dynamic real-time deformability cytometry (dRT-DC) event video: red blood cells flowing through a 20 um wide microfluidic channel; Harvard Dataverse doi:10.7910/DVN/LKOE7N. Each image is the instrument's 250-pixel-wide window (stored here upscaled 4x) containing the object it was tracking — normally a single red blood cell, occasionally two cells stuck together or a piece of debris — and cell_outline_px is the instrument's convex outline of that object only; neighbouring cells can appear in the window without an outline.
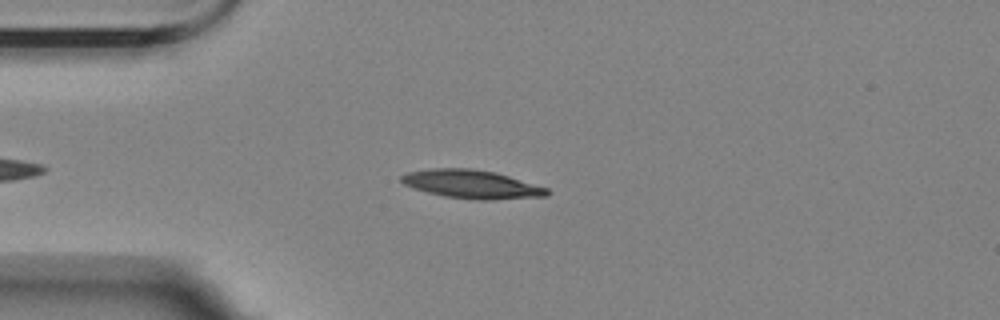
{"species": "Egyptian fruit bat (a non-hibernating species)", "species_latin": "Rousettus aegyptiacus", "temperature_condition": "room temperature", "stored_images_in_passage": 8, "camera_frame_rate_fps": 3000, "um_per_image_px": 0.085, "animal": {"sex": "female"}, "frame": {"image": 1, "passage_image": 2, "time_ms": 1.333, "image_size_px": [1000, 320], "cell_outline_px": [[552, 192], [548, 196], [492, 200], [476, 200], [444, 196], [428, 192], [404, 184], [400, 180], [400, 176], [408, 172], [432, 168], [468, 168], [496, 172], [548, 188]], "centroid_in_image_um": [40.14, 15.66], "position_along_channel_um": 44.9, "area_um2": 24.16}}
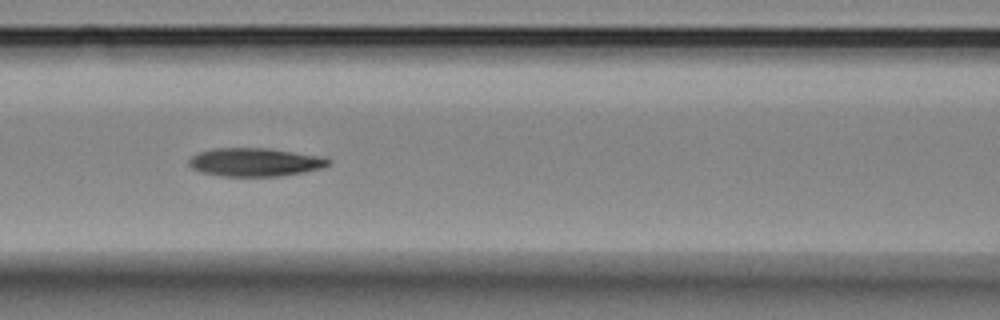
{"frame": {"image": 2, "passage_image": 5, "time_ms": 4.667, "image_size_px": [1000, 320], "cell_outline_px": [[332, 164], [324, 168], [304, 172], [280, 176], [220, 176], [200, 172], [192, 168], [188, 164], [188, 160], [192, 156], [200, 152], [212, 148], [268, 148], [324, 156], [332, 160]], "centroid_in_image_um": [21.73, 13.78], "position_along_channel_um": 144.9, "area_um2": 23.41}}
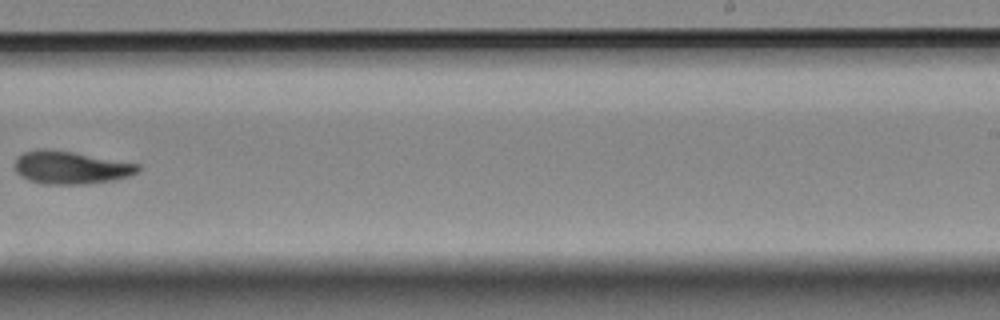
{"frame": {"image": 3, "passage_image": 8, "time_ms": 8.667, "image_size_px": [1000, 320], "cell_outline_px": [[140, 168], [132, 176], [112, 180], [88, 184], [44, 184], [20, 176], [16, 172], [16, 156], [24, 152], [36, 148], [44, 148], [72, 152], [140, 164]], "centroid_in_image_um": [6.01, 14.23], "position_along_channel_um": 283.0, "area_um2": 23.52}}